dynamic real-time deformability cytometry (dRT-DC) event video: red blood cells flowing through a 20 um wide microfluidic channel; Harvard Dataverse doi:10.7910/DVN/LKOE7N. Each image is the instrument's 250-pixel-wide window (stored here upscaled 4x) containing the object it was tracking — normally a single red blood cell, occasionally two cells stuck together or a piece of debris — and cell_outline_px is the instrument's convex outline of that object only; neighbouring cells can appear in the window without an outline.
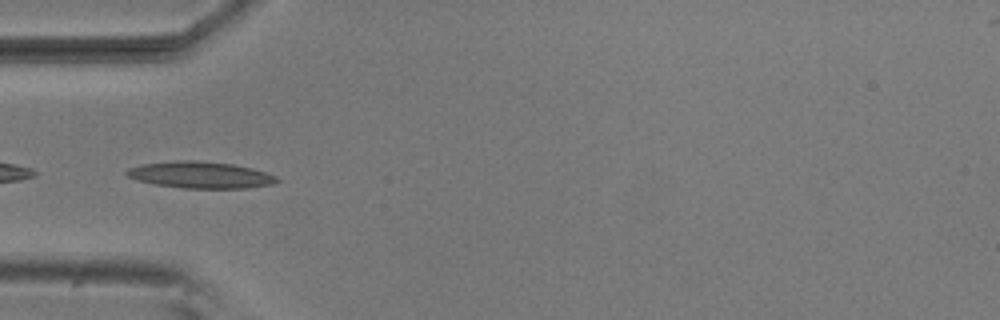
{"species": "common noctule bat (a hibernating species)", "species_latin": "Nyctalus noctula", "temperature_condition": "room temperature", "stored_images_in_passage": 28, "camera_frame_rate_fps": 3000, "um_per_image_px": 0.085, "animal": {"sex": "male", "body_mass_g": 20.5, "forearm_length_mm": 52.5}, "frame": {"image": 1, "passage_image": 16, "time_ms": 5.0, "image_size_px": [1000, 320], "cell_outline_px": [[280, 180], [272, 184], [244, 188], [184, 188], [156, 184], [136, 180], [128, 176], [124, 172], [128, 168], [140, 164], [172, 160], [196, 160], [232, 164], [252, 168], [276, 176]], "centroid_in_image_um": [16.99, 14.85], "position_along_channel_um": 68.0, "area_um2": 23.29}}